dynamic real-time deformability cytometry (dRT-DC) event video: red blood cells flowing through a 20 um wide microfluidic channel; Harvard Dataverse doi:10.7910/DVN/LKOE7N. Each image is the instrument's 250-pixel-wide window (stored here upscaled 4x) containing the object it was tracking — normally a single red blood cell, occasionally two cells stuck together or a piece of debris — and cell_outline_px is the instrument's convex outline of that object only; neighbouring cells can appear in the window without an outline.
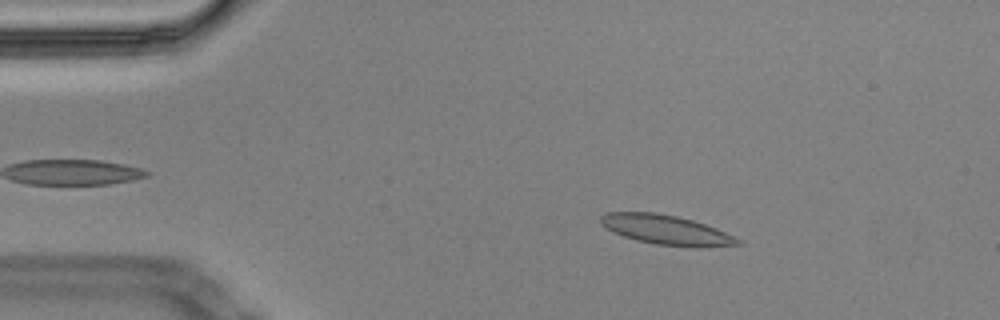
{"species": "Egyptian fruit bat (a non-hibernating species)", "species_latin": "Rousettus aegyptiacus", "temperature_condition": "cold", "stored_images_in_passage": 43, "camera_frame_rate_fps": 3000, "um_per_image_px": 0.085, "animal": {"sex": "male"}, "frame": {"image": 1, "passage_image": 3, "time_ms": 0.667, "image_size_px": [1000, 320], "cell_outline_px": [[744, 244], [692, 248], [656, 244], [636, 240], [624, 236], [600, 224], [600, 216], [608, 212], [656, 212], [676, 216], [692, 220], [716, 228], [740, 240]], "centroid_in_image_um": [56.63, 19.54], "position_along_channel_um": 28.4, "area_um2": 23.47}}
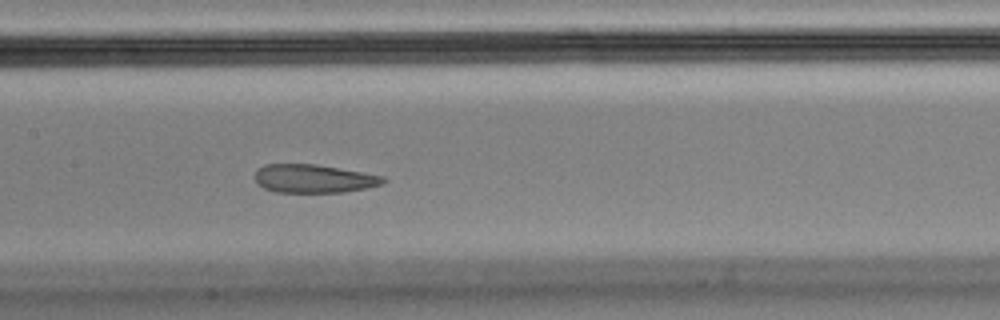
{"frame": {"image": 2, "passage_image": 21, "time_ms": 6.667, "image_size_px": [1000, 320], "cell_outline_px": [[388, 180], [384, 184], [344, 192], [276, 192], [264, 188], [256, 184], [256, 172], [264, 164], [316, 164], [384, 176]], "centroid_in_image_um": [26.68, 15.18], "position_along_channel_um": 180.7, "area_um2": 21.15}}
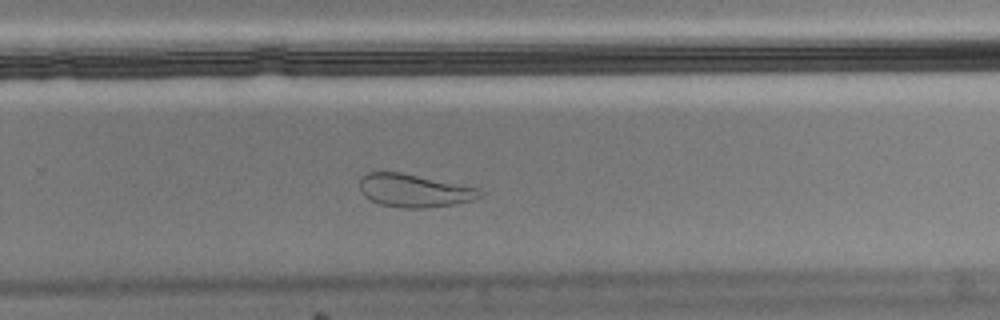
{"frame": {"image": 3, "passage_image": 31, "time_ms": 10.0, "image_size_px": [1000, 320], "cell_outline_px": [[484, 196], [472, 200], [456, 204], [424, 208], [400, 208], [380, 204], [364, 196], [360, 192], [360, 180], [368, 172], [400, 172], [480, 188], [484, 192]], "centroid_in_image_um": [35.25, 16.21], "position_along_channel_um": 294.6, "area_um2": 23.24}, "authors_computed_cell_mechanics": {"area_um2": 23.2356, "velocity_mm_per_s": 3.4298, "shape_relaxation_time_tau1_ms": null, "shape_relaxation_time_tau2_ms": 1.1972, "deformation_change_tau1": null, "deformation_change_tau2": 0.0798}}